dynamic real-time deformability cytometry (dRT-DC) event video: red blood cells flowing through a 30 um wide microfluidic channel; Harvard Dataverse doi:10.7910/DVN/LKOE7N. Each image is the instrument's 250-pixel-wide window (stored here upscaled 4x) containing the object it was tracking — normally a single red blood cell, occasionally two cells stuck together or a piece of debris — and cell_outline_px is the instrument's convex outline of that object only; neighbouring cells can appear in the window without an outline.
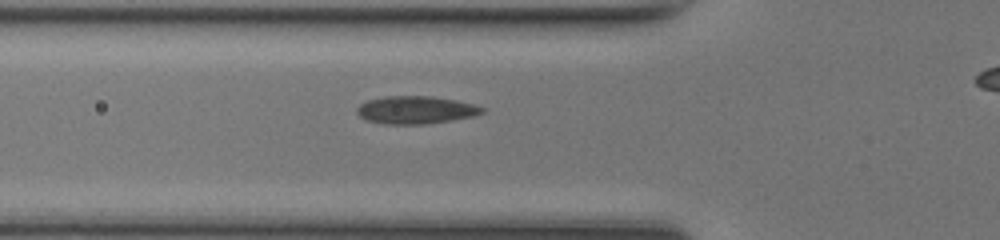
{"species": "common noctule bat (a hibernating species)", "species_latin": "Nyctalus noctula", "temperature_condition": "room temperature", "stored_images_in_passage": 27, "camera_frame_rate_fps": 3000, "um_per_image_px": 0.085, "animal": {"sex": "female", "body_mass_g": 17.0, "forearm_length_mm": 48.0}, "frame": {"image": 1, "passage_image": 2, "time_ms": 0.333, "image_size_px": [1000, 240], "cell_outline_px": [[484, 112], [472, 116], [424, 124], [388, 124], [368, 120], [360, 116], [356, 112], [356, 108], [360, 104], [368, 100], [388, 96], [432, 96], [456, 100], [472, 104], [484, 108]], "centroid_in_image_um": [35.31, 9.33], "position_along_channel_um": 90.5, "area_um2": 19.88}}
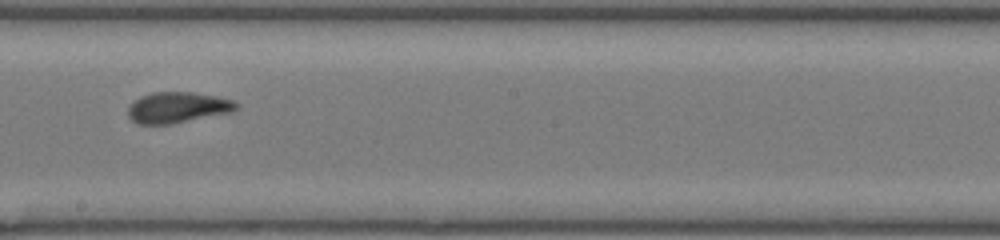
{"frame": {"image": 2, "passage_image": 12, "time_ms": 3.667, "image_size_px": [1000, 240], "cell_outline_px": [[236, 108], [228, 112], [168, 124], [140, 124], [132, 120], [128, 116], [128, 108], [136, 100], [152, 92], [192, 92], [232, 100], [236, 104]], "centroid_in_image_um": [15.03, 9.13], "position_along_channel_um": 233.2, "area_um2": 18.67}}
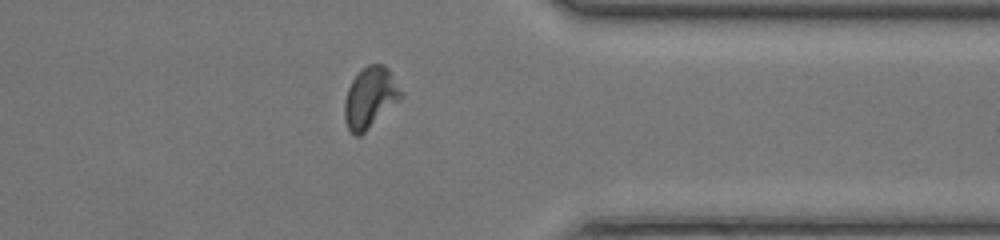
{"frame": {"image": 3, "passage_image": 23, "time_ms": 7.333, "image_size_px": [1000, 240], "cell_outline_px": [[404, 96], [360, 136], [356, 136], [348, 128], [344, 120], [344, 100], [348, 88], [352, 80], [360, 68], [368, 64], [384, 64], [388, 68], [404, 92]], "centroid_in_image_um": [31.47, 8.26], "position_along_channel_um": 379.9, "area_um2": 20.23}}